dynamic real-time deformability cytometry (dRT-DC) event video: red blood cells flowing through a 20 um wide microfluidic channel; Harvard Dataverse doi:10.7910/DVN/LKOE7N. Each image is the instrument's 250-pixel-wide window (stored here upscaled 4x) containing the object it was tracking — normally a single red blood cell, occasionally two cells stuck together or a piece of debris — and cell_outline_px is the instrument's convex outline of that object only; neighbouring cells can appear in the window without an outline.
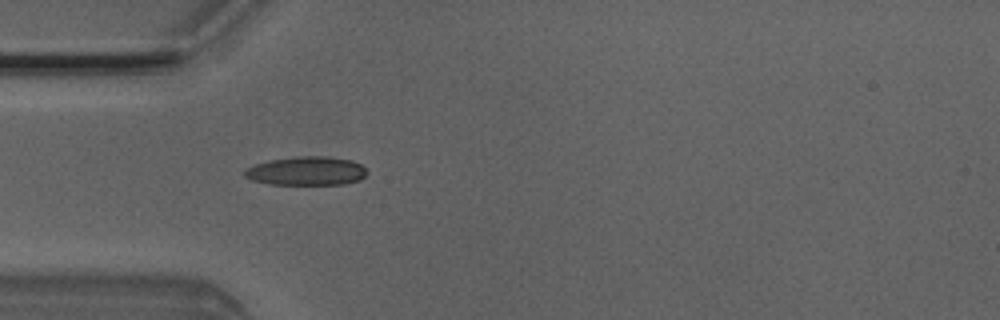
{"species": "Egyptian fruit bat (a non-hibernating species)", "species_latin": "Rousettus aegyptiacus", "temperature_condition": "room temperature", "stored_images_in_passage": 5, "camera_frame_rate_fps": 3000, "um_per_image_px": 0.085, "animal": {"sex": "male"}, "frame": {"image": 1, "passage_image": 5, "time_ms": 1.333, "image_size_px": [1000, 320], "cell_outline_px": [[368, 172], [360, 180], [344, 184], [268, 184], [252, 180], [244, 176], [244, 168], [252, 164], [272, 160], [296, 156], [328, 156], [352, 160], [360, 164]], "centroid_in_image_um": [26.03, 14.53], "position_along_channel_um": 59.0, "area_um2": 20.63}}